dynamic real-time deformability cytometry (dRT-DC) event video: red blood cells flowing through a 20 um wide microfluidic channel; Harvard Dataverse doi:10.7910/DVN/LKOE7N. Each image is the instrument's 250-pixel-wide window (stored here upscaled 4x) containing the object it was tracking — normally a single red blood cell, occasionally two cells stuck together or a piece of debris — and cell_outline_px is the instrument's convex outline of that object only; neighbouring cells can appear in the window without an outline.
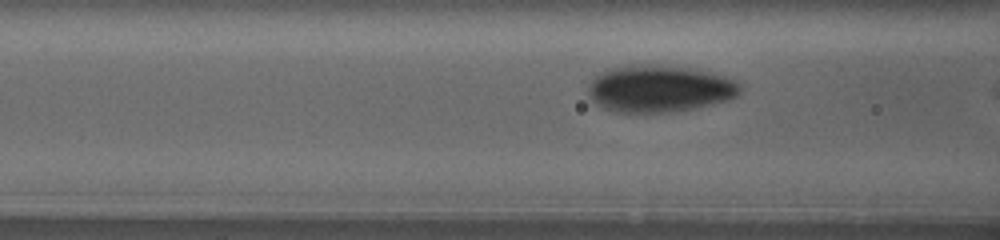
{"species": "human", "species_latin": "Homo sapiens", "temperature_condition": "warm", "stored_images_in_passage": 24, "camera_frame_rate_fps": 3000, "um_per_image_px": 0.085, "donor": {"sex": "female"}, "frame": {"image": 1, "passage_image": 20, "time_ms": 4.0, "image_size_px": [1000, 240], "cell_outline_px": [[740, 92], [736, 96], [728, 100], [696, 108], [672, 112], [616, 112], [604, 108], [596, 104], [592, 100], [588, 92], [588, 88], [592, 80], [596, 76], [608, 68], [624, 64], [668, 64], [692, 68], [724, 76], [740, 84]], "centroid_in_image_um": [56.03, 7.52], "position_along_channel_um": 110.6, "area_um2": 41.96}}